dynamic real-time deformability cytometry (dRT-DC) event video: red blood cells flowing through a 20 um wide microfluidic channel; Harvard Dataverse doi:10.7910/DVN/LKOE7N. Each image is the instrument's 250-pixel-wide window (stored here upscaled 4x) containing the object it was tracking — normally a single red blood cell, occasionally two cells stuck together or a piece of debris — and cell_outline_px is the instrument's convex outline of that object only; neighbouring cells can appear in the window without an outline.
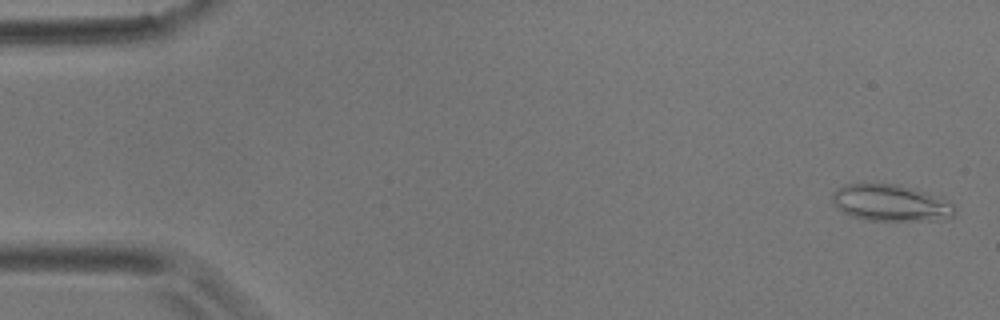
{"species": "common noctule bat (a hibernating species)", "species_latin": "Nyctalus noctula", "temperature_condition": "room temperature", "stored_images_in_passage": 55, "camera_frame_rate_fps": 3000, "um_per_image_px": 0.085, "animal": {"sex": "male", "body_mass_g": 17.9}, "frame": {"image": 1, "passage_image": 2, "time_ms": 0.333, "image_size_px": [1000, 320], "cell_outline_px": [[956, 216], [932, 220], [868, 220], [852, 216], [836, 208], [832, 204], [832, 192], [836, 188], [844, 184], [900, 184], [924, 192], [952, 204], [956, 208]], "centroid_in_image_um": [75.64, 17.24], "position_along_channel_um": 9.4, "area_um2": 25.89}}
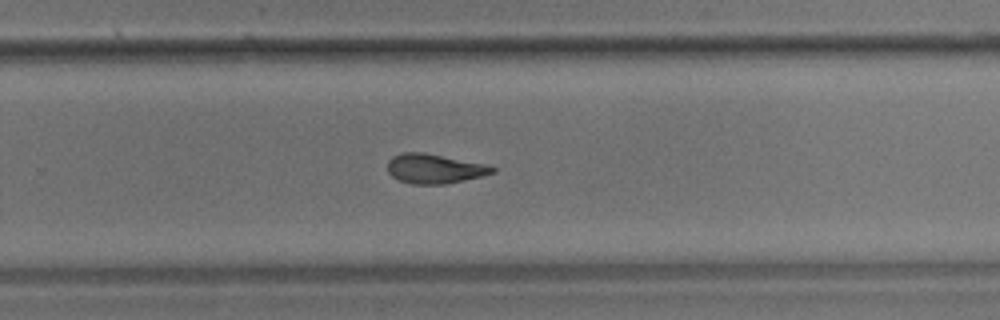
{"frame": {"image": 2, "passage_image": 36, "time_ms": 11.667, "image_size_px": [1000, 320], "cell_outline_px": [[496, 172], [480, 176], [444, 184], [412, 184], [400, 180], [392, 176], [388, 172], [388, 160], [392, 156], [404, 152], [424, 152], [484, 164], [496, 168]], "centroid_in_image_um": [36.89, 14.33], "position_along_channel_um": 292.9, "area_um2": 17.8}}
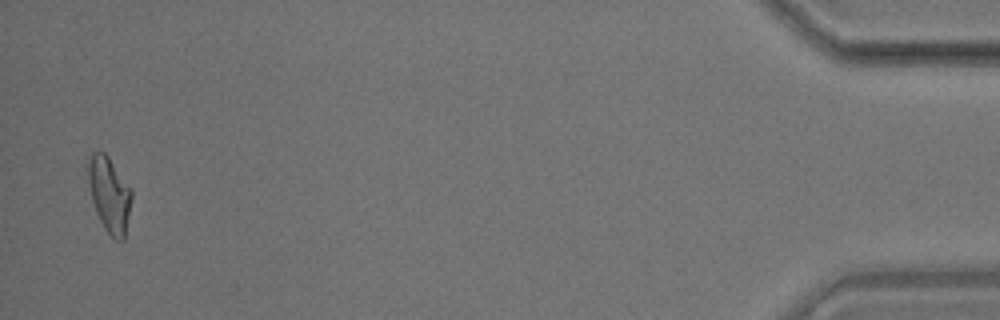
{"frame": {"image": 3, "passage_image": 54, "time_ms": 17.667, "image_size_px": [1000, 320], "cell_outline_px": [[132, 196], [124, 240], [116, 240], [104, 228], [96, 212], [92, 200], [88, 180], [88, 160], [92, 152], [104, 152], [108, 156], [132, 188]], "centroid_in_image_um": [9.31, 16.51], "position_along_channel_um": 425.9, "area_um2": 18.96}, "authors_computed_cell_mechanics": {"area_um2": 18.9006, "velocity_mm_per_s": 3.6439, "shape_relaxation_time_tau1_ms": null, "shape_relaxation_time_tau2_ms": 6.1781, "deformation_change_tau1": null, "deformation_change_tau2": 0.1649}}